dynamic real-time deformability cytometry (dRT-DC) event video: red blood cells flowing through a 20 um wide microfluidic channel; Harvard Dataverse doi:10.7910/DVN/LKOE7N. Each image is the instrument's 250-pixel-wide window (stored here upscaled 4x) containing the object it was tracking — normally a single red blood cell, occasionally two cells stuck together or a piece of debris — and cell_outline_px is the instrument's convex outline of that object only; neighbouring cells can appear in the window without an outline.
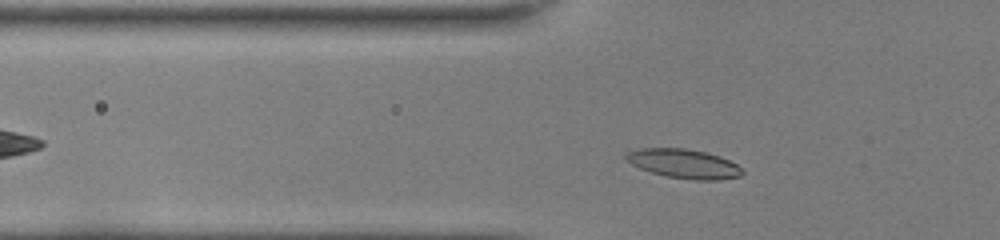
{"species": "common noctule bat (a hibernating species)", "species_latin": "Nyctalus noctula", "temperature_condition": "room temperature", "stored_images_in_passage": 37, "camera_frame_rate_fps": 3000, "um_per_image_px": 0.085, "animal": {"sex": "female", "body_mass_g": 22.0, "forearm_length_mm": 56.7}, "frame": {"image": 1, "passage_image": 4, "time_ms": 1.0, "image_size_px": [1000, 240], "cell_outline_px": [[744, 172], [740, 176], [720, 180], [696, 180], [664, 176], [640, 168], [624, 160], [624, 156], [628, 152], [640, 148], [684, 148], [704, 152], [720, 156], [736, 164]], "centroid_in_image_um": [58.11, 13.92], "position_along_channel_um": 67.7, "area_um2": 19.71}}
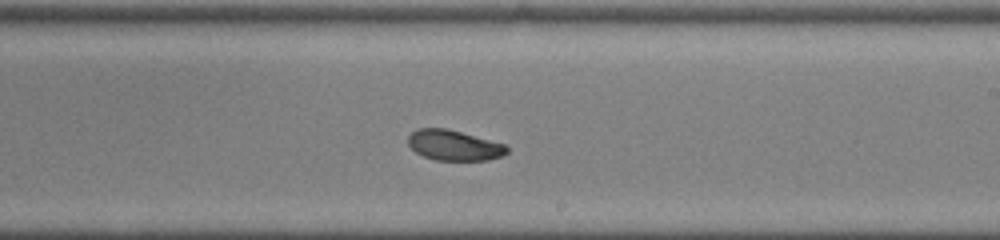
{"frame": {"image": 2, "passage_image": 18, "time_ms": 5.667, "image_size_px": [1000, 240], "cell_outline_px": [[508, 152], [504, 156], [488, 160], [436, 160], [424, 156], [416, 152], [408, 144], [408, 136], [416, 128], [448, 128], [504, 144], [508, 148]], "centroid_in_image_um": [38.59, 12.35], "position_along_channel_um": 250.4, "area_um2": 17.51}}
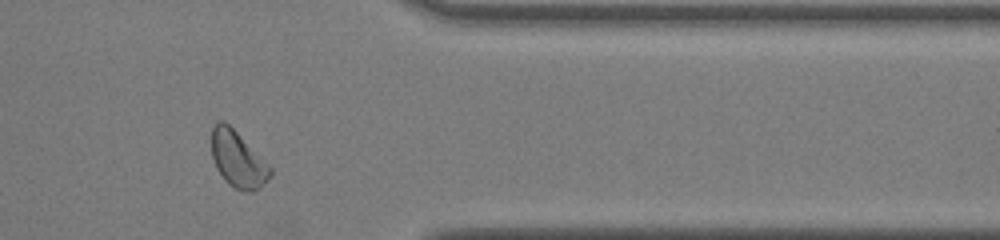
{"frame": {"image": 3, "passage_image": 29, "time_ms": 9.333, "image_size_px": [1000, 240], "cell_outline_px": [[272, 176], [252, 192], [244, 192], [228, 184], [224, 180], [216, 168], [212, 156], [212, 128], [216, 120], [224, 120], [272, 168]], "centroid_in_image_um": [20.19, 13.55], "position_along_channel_um": 391.2, "area_um2": 18.96}, "authors_computed_cell_mechanics": {"area_um2": 18.3226, "velocity_mm_per_s": 4.0292, "shape_relaxation_time_tau1_ms": 7.0093, "shape_relaxation_time_tau2_ms": 3.043, "deformation_change_tau1": 0.1564, "deformation_change_tau2": 0.0707}}